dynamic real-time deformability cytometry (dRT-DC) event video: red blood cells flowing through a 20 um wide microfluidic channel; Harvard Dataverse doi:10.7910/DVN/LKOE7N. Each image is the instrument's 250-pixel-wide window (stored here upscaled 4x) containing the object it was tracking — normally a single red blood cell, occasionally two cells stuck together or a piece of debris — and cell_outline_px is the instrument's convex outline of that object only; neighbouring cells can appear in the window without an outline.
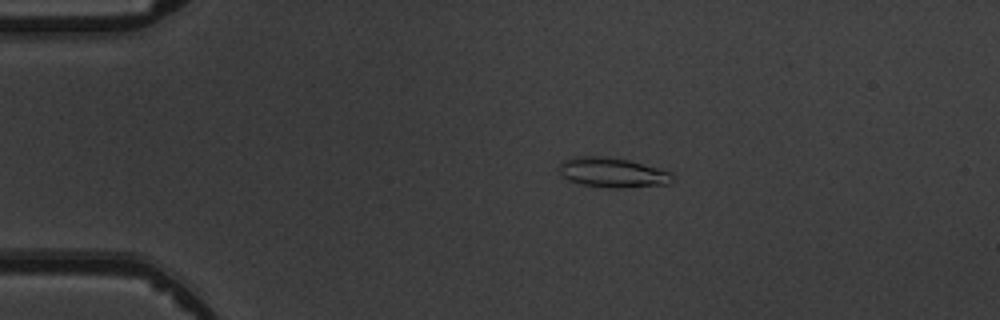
{"species": "common noctule bat (a hibernating species)", "species_latin": "Nyctalus noctula", "temperature_condition": "warm", "stored_images_in_passage": 8, "camera_frame_rate_fps": 3000, "um_per_image_px": 0.085, "animal": {"sex": "male", "body_mass_g": 19.5, "forearm_length_mm": 54.6}, "frame": {"image": 1, "passage_image": 4, "time_ms": 3.333, "image_size_px": [1000, 320], "cell_outline_px": [[672, 180], [668, 184], [620, 188], [608, 188], [580, 184], [568, 180], [560, 176], [560, 164], [564, 160], [572, 156], [608, 156], [628, 160], [660, 168], [672, 172]], "centroid_in_image_um": [52.04, 14.66], "position_along_channel_um": 33.0, "area_um2": 19.88}}
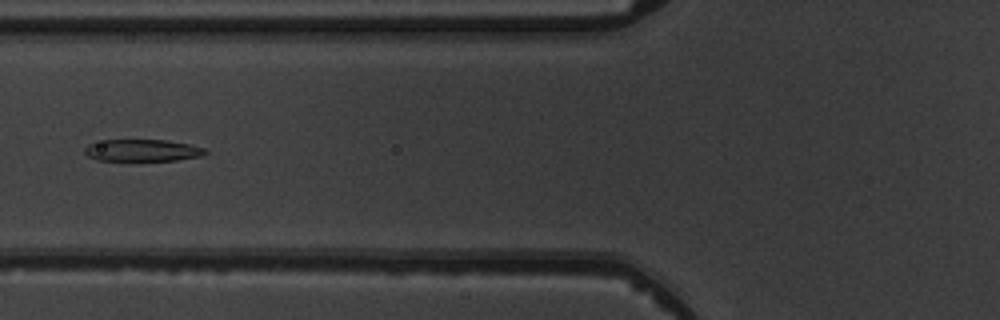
{"frame": {"image": 2, "passage_image": 7, "time_ms": 6.667, "image_size_px": [1000, 320], "cell_outline_px": [[208, 152], [204, 156], [176, 160], [96, 160], [88, 156], [84, 152], [84, 148], [88, 144], [104, 140], [168, 140], [188, 144], [204, 148]], "centroid_in_image_um": [12.11, 12.78], "position_along_channel_um": 113.7, "area_um2": 15.37}}
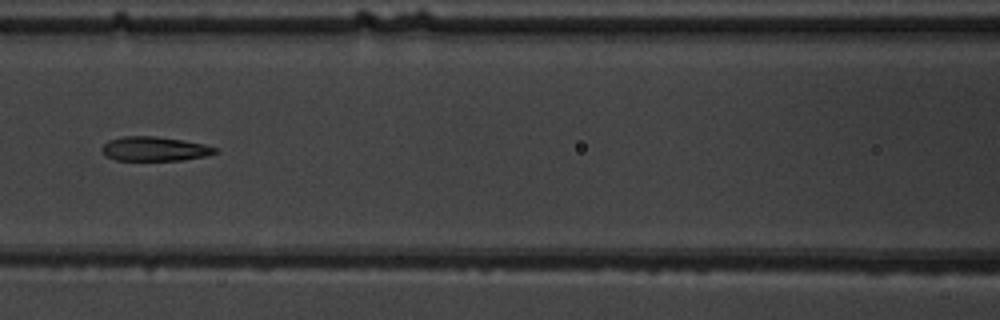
{"frame": {"image": 3, "passage_image": 8, "time_ms": 7.667, "image_size_px": [1000, 320], "cell_outline_px": [[220, 152], [204, 156], [180, 160], [116, 160], [108, 156], [100, 148], [108, 140], [124, 136], [156, 136], [204, 144], [216, 148]], "centroid_in_image_um": [13.14, 12.65], "position_along_channel_um": 153.5, "area_um2": 15.84}}